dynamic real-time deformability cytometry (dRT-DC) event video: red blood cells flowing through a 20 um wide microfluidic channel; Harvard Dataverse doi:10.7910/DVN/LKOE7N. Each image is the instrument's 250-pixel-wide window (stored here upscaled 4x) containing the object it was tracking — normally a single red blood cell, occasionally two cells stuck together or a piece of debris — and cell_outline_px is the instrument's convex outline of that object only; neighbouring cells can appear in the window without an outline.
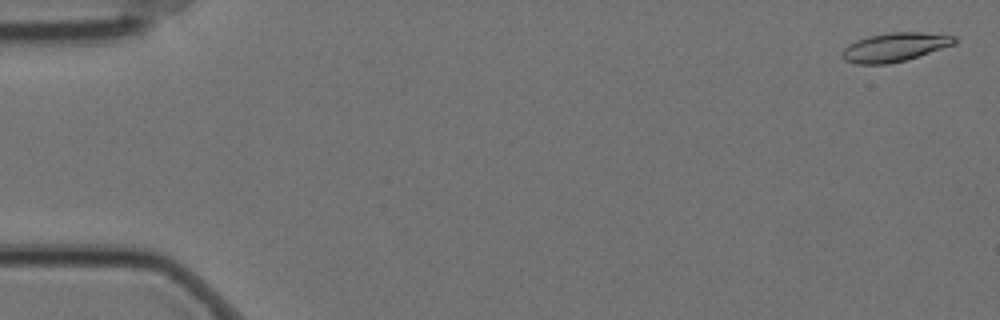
{"species": "Egyptian fruit bat (a non-hibernating species)", "species_latin": "Rousettus aegyptiacus", "temperature_condition": "cold", "stored_images_in_passage": 10, "camera_frame_rate_fps": 3000, "um_per_image_px": 0.085, "animal": {"sex": "female"}, "frame": {"image": 1, "passage_image": 2, "time_ms": 0.333, "image_size_px": [1000, 320], "cell_outline_px": [[956, 44], [904, 60], [888, 64], [856, 64], [844, 60], [840, 56], [840, 52], [848, 44], [856, 40], [868, 36], [892, 32], [920, 32], [956, 36]], "centroid_in_image_um": [76.0, 4.01], "position_along_channel_um": 9.0, "area_um2": 18.84}}